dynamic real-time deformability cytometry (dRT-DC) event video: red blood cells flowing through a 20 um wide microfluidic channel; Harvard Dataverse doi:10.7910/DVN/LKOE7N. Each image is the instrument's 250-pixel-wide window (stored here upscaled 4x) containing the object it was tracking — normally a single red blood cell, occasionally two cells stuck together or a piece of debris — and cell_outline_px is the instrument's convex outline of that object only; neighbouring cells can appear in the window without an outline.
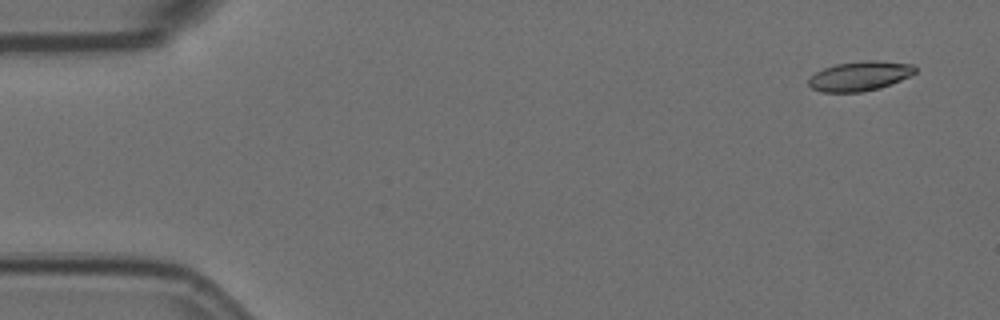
{"species": "Egyptian fruit bat (a non-hibernating species)", "species_latin": "Rousettus aegyptiacus", "temperature_condition": "room temperature", "stored_images_in_passage": 6, "camera_frame_rate_fps": 3000, "um_per_image_px": 0.085, "animal": {"sex": "female"}, "frame": {"image": 1, "passage_image": 1, "time_ms": 0.0, "image_size_px": [1000, 320], "cell_outline_px": [[916, 72], [892, 84], [880, 88], [864, 92], [820, 92], [812, 88], [808, 84], [808, 80], [816, 72], [824, 68], [836, 64], [864, 60], [876, 60], [912, 64], [916, 68]], "centroid_in_image_um": [73.08, 6.47], "position_along_channel_um": 11.9, "area_um2": 18.38}}
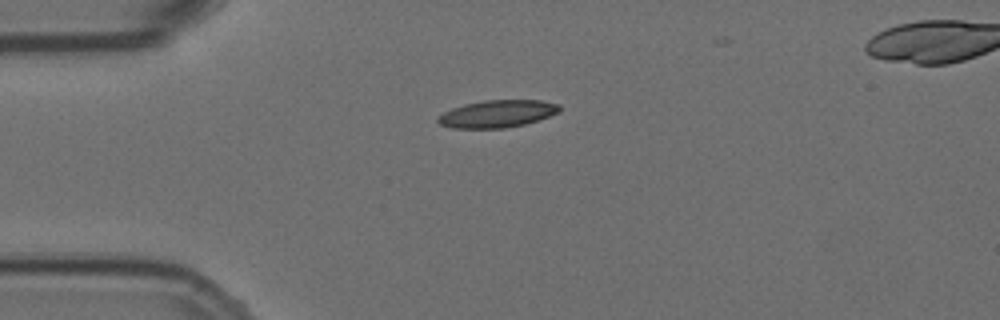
{"frame": {"image": 2, "passage_image": 4, "time_ms": 1.0, "image_size_px": [1000, 320], "cell_outline_px": [[560, 112], [524, 124], [504, 128], [452, 128], [440, 124], [436, 120], [436, 116], [452, 108], [464, 104], [484, 100], [540, 100], [560, 104]], "centroid_in_image_um": [42.24, 9.66], "position_along_channel_um": 42.8, "area_um2": 19.36}}
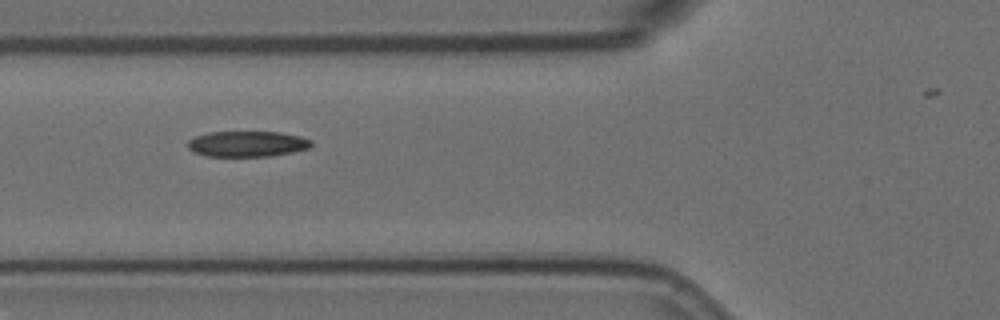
{"frame": {"image": 3, "passage_image": 6, "time_ms": 1.667, "image_size_px": [1000, 320], "cell_outline_px": [[312, 144], [308, 148], [292, 152], [272, 156], [204, 156], [192, 152], [188, 148], [188, 140], [196, 136], [208, 132], [280, 132], [300, 136], [312, 140]], "centroid_in_image_um": [20.99, 12.23], "position_along_channel_um": 104.8, "area_um2": 18.55}}